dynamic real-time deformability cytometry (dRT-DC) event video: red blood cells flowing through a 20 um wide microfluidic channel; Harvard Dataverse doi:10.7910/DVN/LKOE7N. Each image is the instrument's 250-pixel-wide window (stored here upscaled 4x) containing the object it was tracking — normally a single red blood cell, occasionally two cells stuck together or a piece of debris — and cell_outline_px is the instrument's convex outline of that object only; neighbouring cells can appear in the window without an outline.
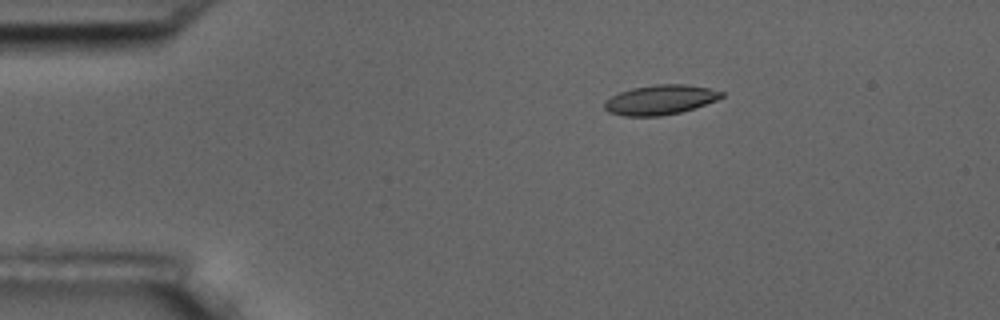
{"species": "common noctule bat (a hibernating species)", "species_latin": "Nyctalus noctula", "temperature_condition": "room temperature", "stored_images_in_passage": 7, "camera_frame_rate_fps": 3000, "um_per_image_px": 0.085, "animal": {"sex": "male", "body_mass_g": 17.5, "forearm_length_mm": 52.3}, "frame": {"image": 1, "passage_image": 3, "time_ms": 3.0, "image_size_px": [1000, 320], "cell_outline_px": [[724, 96], [716, 100], [680, 112], [660, 116], [624, 116], [608, 112], [604, 108], [604, 104], [612, 96], [620, 92], [632, 88], [656, 84], [684, 84], [708, 88], [724, 92]], "centroid_in_image_um": [56.11, 8.48], "position_along_channel_um": 28.9, "area_um2": 20.0}}
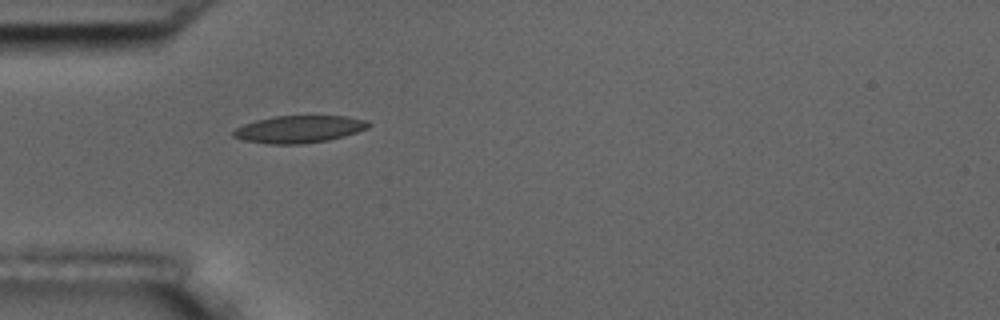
{"frame": {"image": 2, "passage_image": 5, "time_ms": 5.333, "image_size_px": [1000, 320], "cell_outline_px": [[372, 124], [368, 128], [344, 136], [328, 140], [300, 144], [268, 144], [244, 140], [232, 136], [232, 132], [236, 128], [244, 124], [256, 120], [272, 116], [348, 116], [368, 120]], "centroid_in_image_um": [25.44, 10.97], "position_along_channel_um": 59.6, "area_um2": 21.56}}